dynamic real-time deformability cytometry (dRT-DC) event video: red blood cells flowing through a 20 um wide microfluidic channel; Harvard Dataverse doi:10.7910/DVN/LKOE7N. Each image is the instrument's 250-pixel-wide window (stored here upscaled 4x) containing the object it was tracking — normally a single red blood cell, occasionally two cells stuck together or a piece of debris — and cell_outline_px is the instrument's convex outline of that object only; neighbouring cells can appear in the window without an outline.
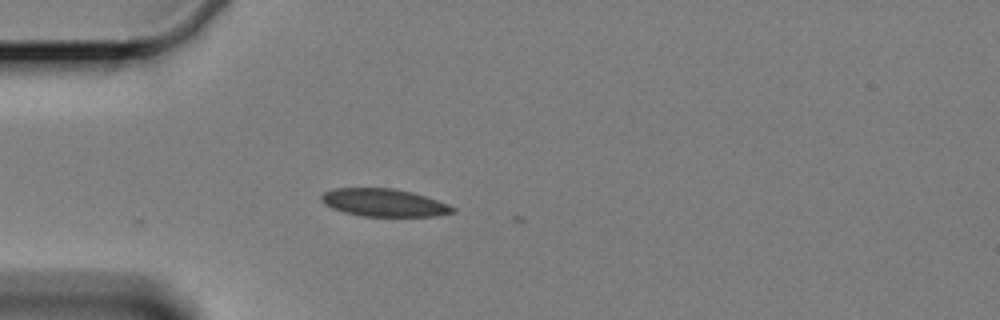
{"species": "Egyptian fruit bat (a non-hibernating species)", "species_latin": "Rousettus aegyptiacus", "temperature_condition": "cold", "stored_images_in_passage": 7, "camera_frame_rate_fps": 3000, "um_per_image_px": 0.085, "animal": {"sex": "female"}, "frame": {"image": 1, "passage_image": 1, "time_ms": 0.0, "image_size_px": [1000, 320], "cell_outline_px": [[456, 212], [436, 216], [360, 216], [344, 212], [332, 208], [324, 204], [320, 200], [320, 196], [324, 192], [336, 188], [392, 188], [412, 192], [448, 204], [456, 208]], "centroid_in_image_um": [32.62, 17.23], "position_along_channel_um": 52.4, "area_um2": 21.21}}
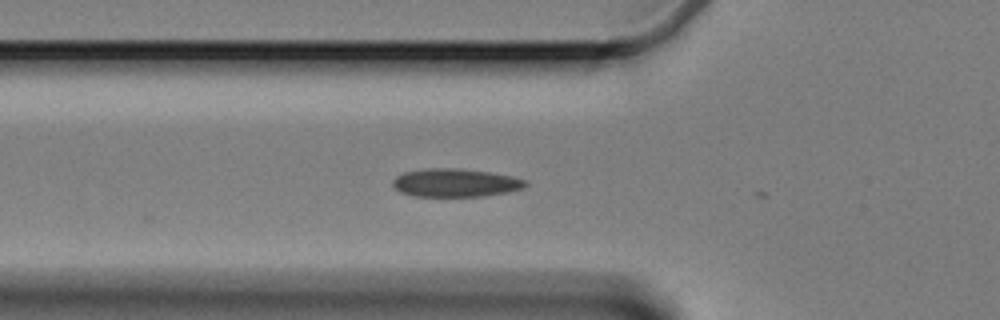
{"frame": {"image": 2, "passage_image": 5, "time_ms": 1.333, "image_size_px": [1000, 320], "cell_outline_px": [[528, 184], [524, 188], [508, 192], [484, 196], [412, 196], [400, 192], [392, 184], [392, 180], [396, 176], [404, 172], [428, 168], [456, 168], [488, 172], [512, 176], [524, 180]], "centroid_in_image_um": [38.69, 15.54], "position_along_channel_um": 87.1, "area_um2": 21.79}}